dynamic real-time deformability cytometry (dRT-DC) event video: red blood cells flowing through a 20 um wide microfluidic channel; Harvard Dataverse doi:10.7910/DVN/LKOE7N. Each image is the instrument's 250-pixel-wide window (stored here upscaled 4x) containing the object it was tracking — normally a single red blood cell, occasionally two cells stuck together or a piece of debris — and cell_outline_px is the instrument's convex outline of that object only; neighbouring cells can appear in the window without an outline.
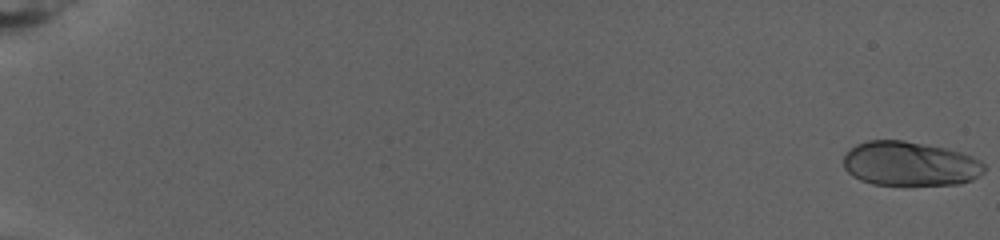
{"species": "human", "species_latin": "Homo sapiens", "temperature_condition": "warm", "stored_images_in_passage": 7, "camera_frame_rate_fps": 3000, "um_per_image_px": 0.085, "donor": {"sex": "female"}, "frame": {"image": 1, "passage_image": 1, "time_ms": 0.0, "image_size_px": [1000, 240], "cell_outline_px": [[984, 172], [972, 180], [960, 184], [872, 184], [860, 180], [852, 176], [844, 168], [844, 156], [848, 148], [856, 144], [868, 140], [904, 140], [944, 148], [960, 152], [972, 156], [980, 160], [984, 164]], "centroid_in_image_um": [77.32, 13.91], "position_along_channel_um": 7.7, "area_um2": 36.36}}